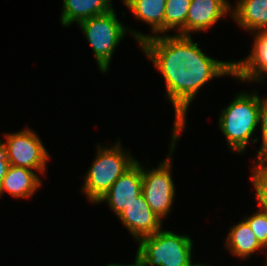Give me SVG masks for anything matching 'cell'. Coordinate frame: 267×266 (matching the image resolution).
Returning <instances> with one entry per match:
<instances>
[{"label":"cell","instance_id":"obj_3","mask_svg":"<svg viewBox=\"0 0 267 266\" xmlns=\"http://www.w3.org/2000/svg\"><path fill=\"white\" fill-rule=\"evenodd\" d=\"M97 147V155L85 176L82 188L86 197L96 204L114 182L137 161L129 152H124L120 140L113 148Z\"/></svg>","mask_w":267,"mask_h":266},{"label":"cell","instance_id":"obj_11","mask_svg":"<svg viewBox=\"0 0 267 266\" xmlns=\"http://www.w3.org/2000/svg\"><path fill=\"white\" fill-rule=\"evenodd\" d=\"M252 51L235 63V78L240 81H263L267 76V30L254 32Z\"/></svg>","mask_w":267,"mask_h":266},{"label":"cell","instance_id":"obj_18","mask_svg":"<svg viewBox=\"0 0 267 266\" xmlns=\"http://www.w3.org/2000/svg\"><path fill=\"white\" fill-rule=\"evenodd\" d=\"M252 169V183L261 210L267 211V159H255Z\"/></svg>","mask_w":267,"mask_h":266},{"label":"cell","instance_id":"obj_23","mask_svg":"<svg viewBox=\"0 0 267 266\" xmlns=\"http://www.w3.org/2000/svg\"><path fill=\"white\" fill-rule=\"evenodd\" d=\"M191 266H208V265H204V264L202 265V264L196 263V264H192Z\"/></svg>","mask_w":267,"mask_h":266},{"label":"cell","instance_id":"obj_14","mask_svg":"<svg viewBox=\"0 0 267 266\" xmlns=\"http://www.w3.org/2000/svg\"><path fill=\"white\" fill-rule=\"evenodd\" d=\"M113 10L111 0H63L60 20L63 26L77 24L83 20Z\"/></svg>","mask_w":267,"mask_h":266},{"label":"cell","instance_id":"obj_9","mask_svg":"<svg viewBox=\"0 0 267 266\" xmlns=\"http://www.w3.org/2000/svg\"><path fill=\"white\" fill-rule=\"evenodd\" d=\"M118 217L137 242L143 237L155 234L162 227V220L149 207L143 194Z\"/></svg>","mask_w":267,"mask_h":266},{"label":"cell","instance_id":"obj_2","mask_svg":"<svg viewBox=\"0 0 267 266\" xmlns=\"http://www.w3.org/2000/svg\"><path fill=\"white\" fill-rule=\"evenodd\" d=\"M261 98L255 93L241 92L223 109L219 116V127L227 139L230 150L243 153L252 134L259 125Z\"/></svg>","mask_w":267,"mask_h":266},{"label":"cell","instance_id":"obj_21","mask_svg":"<svg viewBox=\"0 0 267 266\" xmlns=\"http://www.w3.org/2000/svg\"><path fill=\"white\" fill-rule=\"evenodd\" d=\"M9 166L10 165H9L6 147L4 146L3 142L0 140V187L2 184V180L5 177Z\"/></svg>","mask_w":267,"mask_h":266},{"label":"cell","instance_id":"obj_15","mask_svg":"<svg viewBox=\"0 0 267 266\" xmlns=\"http://www.w3.org/2000/svg\"><path fill=\"white\" fill-rule=\"evenodd\" d=\"M123 3L138 20L149 24L154 34L164 33L167 0H123Z\"/></svg>","mask_w":267,"mask_h":266},{"label":"cell","instance_id":"obj_22","mask_svg":"<svg viewBox=\"0 0 267 266\" xmlns=\"http://www.w3.org/2000/svg\"><path fill=\"white\" fill-rule=\"evenodd\" d=\"M107 266H145L143 259L136 253L134 264L121 265V264H109Z\"/></svg>","mask_w":267,"mask_h":266},{"label":"cell","instance_id":"obj_12","mask_svg":"<svg viewBox=\"0 0 267 266\" xmlns=\"http://www.w3.org/2000/svg\"><path fill=\"white\" fill-rule=\"evenodd\" d=\"M41 186L37 174L25 167L10 165L0 187V196L6 191L15 198H28Z\"/></svg>","mask_w":267,"mask_h":266},{"label":"cell","instance_id":"obj_4","mask_svg":"<svg viewBox=\"0 0 267 266\" xmlns=\"http://www.w3.org/2000/svg\"><path fill=\"white\" fill-rule=\"evenodd\" d=\"M137 254L145 266H191L192 240L189 236L159 230L138 241Z\"/></svg>","mask_w":267,"mask_h":266},{"label":"cell","instance_id":"obj_8","mask_svg":"<svg viewBox=\"0 0 267 266\" xmlns=\"http://www.w3.org/2000/svg\"><path fill=\"white\" fill-rule=\"evenodd\" d=\"M142 194V166L136 161L97 203L107 201L117 217Z\"/></svg>","mask_w":267,"mask_h":266},{"label":"cell","instance_id":"obj_5","mask_svg":"<svg viewBox=\"0 0 267 266\" xmlns=\"http://www.w3.org/2000/svg\"><path fill=\"white\" fill-rule=\"evenodd\" d=\"M78 25L93 50L100 71L106 73L114 50L127 33V27L118 21L114 9L83 20Z\"/></svg>","mask_w":267,"mask_h":266},{"label":"cell","instance_id":"obj_16","mask_svg":"<svg viewBox=\"0 0 267 266\" xmlns=\"http://www.w3.org/2000/svg\"><path fill=\"white\" fill-rule=\"evenodd\" d=\"M226 240V249L242 259L249 258L255 251L264 249L245 220L231 227Z\"/></svg>","mask_w":267,"mask_h":266},{"label":"cell","instance_id":"obj_7","mask_svg":"<svg viewBox=\"0 0 267 266\" xmlns=\"http://www.w3.org/2000/svg\"><path fill=\"white\" fill-rule=\"evenodd\" d=\"M9 165L25 167L31 170L46 172L49 154L36 133L24 129L16 133L5 134Z\"/></svg>","mask_w":267,"mask_h":266},{"label":"cell","instance_id":"obj_1","mask_svg":"<svg viewBox=\"0 0 267 266\" xmlns=\"http://www.w3.org/2000/svg\"><path fill=\"white\" fill-rule=\"evenodd\" d=\"M141 49L161 72L167 98L175 111L170 154L186 127V114L200 88L214 77L235 75V63L207 56L191 36L144 35L128 29Z\"/></svg>","mask_w":267,"mask_h":266},{"label":"cell","instance_id":"obj_13","mask_svg":"<svg viewBox=\"0 0 267 266\" xmlns=\"http://www.w3.org/2000/svg\"><path fill=\"white\" fill-rule=\"evenodd\" d=\"M231 11L239 26L251 33L267 30V0H238Z\"/></svg>","mask_w":267,"mask_h":266},{"label":"cell","instance_id":"obj_19","mask_svg":"<svg viewBox=\"0 0 267 266\" xmlns=\"http://www.w3.org/2000/svg\"><path fill=\"white\" fill-rule=\"evenodd\" d=\"M258 211L250 217L246 216L244 220L254 232L258 242L267 249V211L261 209Z\"/></svg>","mask_w":267,"mask_h":266},{"label":"cell","instance_id":"obj_10","mask_svg":"<svg viewBox=\"0 0 267 266\" xmlns=\"http://www.w3.org/2000/svg\"><path fill=\"white\" fill-rule=\"evenodd\" d=\"M227 0H191L186 19V36L191 32L208 30L214 26L232 7Z\"/></svg>","mask_w":267,"mask_h":266},{"label":"cell","instance_id":"obj_6","mask_svg":"<svg viewBox=\"0 0 267 266\" xmlns=\"http://www.w3.org/2000/svg\"><path fill=\"white\" fill-rule=\"evenodd\" d=\"M171 155L151 170L142 167V194L152 211L162 220L170 213L175 197L171 176ZM147 170V171H145Z\"/></svg>","mask_w":267,"mask_h":266},{"label":"cell","instance_id":"obj_17","mask_svg":"<svg viewBox=\"0 0 267 266\" xmlns=\"http://www.w3.org/2000/svg\"><path fill=\"white\" fill-rule=\"evenodd\" d=\"M191 0H167L164 14V33L177 29V35L186 36V19Z\"/></svg>","mask_w":267,"mask_h":266},{"label":"cell","instance_id":"obj_20","mask_svg":"<svg viewBox=\"0 0 267 266\" xmlns=\"http://www.w3.org/2000/svg\"><path fill=\"white\" fill-rule=\"evenodd\" d=\"M259 124L262 131V145L255 159H267V98L261 100Z\"/></svg>","mask_w":267,"mask_h":266}]
</instances>
